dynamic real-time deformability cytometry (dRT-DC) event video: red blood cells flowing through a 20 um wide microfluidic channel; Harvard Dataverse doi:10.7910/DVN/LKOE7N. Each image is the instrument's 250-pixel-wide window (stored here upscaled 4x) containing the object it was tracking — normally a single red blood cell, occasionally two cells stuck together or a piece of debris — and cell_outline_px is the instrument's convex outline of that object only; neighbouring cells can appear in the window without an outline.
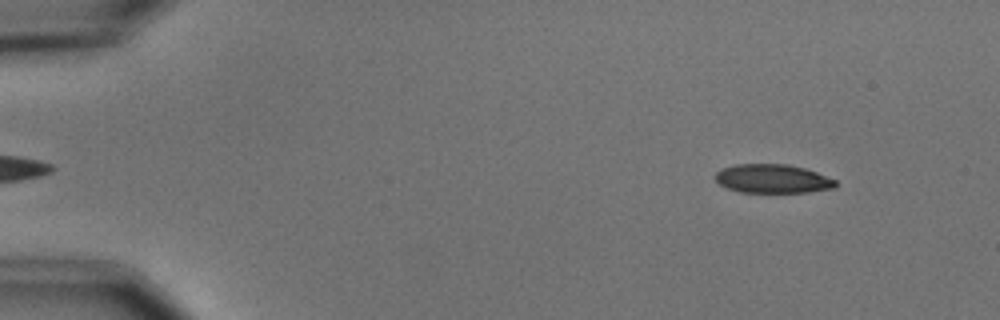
{"species": "common noctule bat (a hibernating species)", "species_latin": "Nyctalus noctula", "temperature_condition": "cold", "stored_images_in_passage": 4, "camera_frame_rate_fps": 3000, "um_per_image_px": 0.085, "animal": {"sex": "male", "body_mass_g": 15.6}, "frame": {"image": 1, "passage_image": 1, "time_ms": 0.0, "image_size_px": [1000, 320], "cell_outline_px": [[836, 188], [808, 192], [740, 192], [728, 188], [720, 184], [716, 180], [716, 172], [720, 168], [736, 164], [788, 164], [804, 168], [816, 172], [836, 180]], "centroid_in_image_um": [65.67, 15.19], "position_along_channel_um": 19.3, "area_um2": 20.17}}
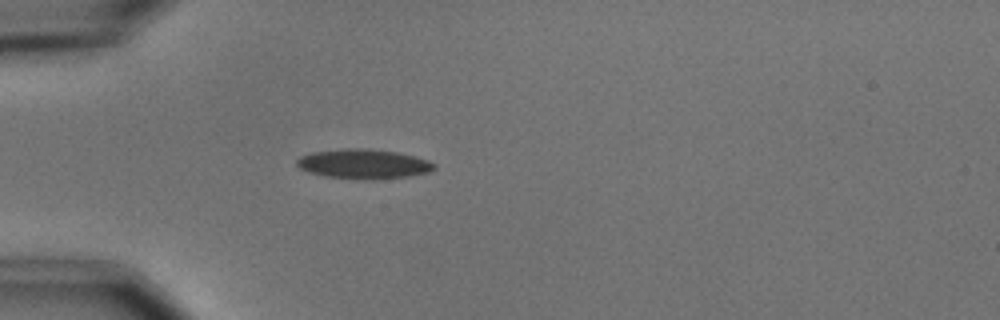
{"frame": {"image": 2, "passage_image": 4, "time_ms": 3.333, "image_size_px": [1000, 320], "cell_outline_px": [[436, 168], [428, 172], [408, 176], [372, 180], [324, 176], [308, 172], [300, 168], [296, 164], [296, 160], [300, 156], [312, 152], [344, 148], [364, 148], [396, 152], [428, 160], [436, 164]], "centroid_in_image_um": [30.88, 13.93], "position_along_channel_um": 54.1, "area_um2": 23.64}}